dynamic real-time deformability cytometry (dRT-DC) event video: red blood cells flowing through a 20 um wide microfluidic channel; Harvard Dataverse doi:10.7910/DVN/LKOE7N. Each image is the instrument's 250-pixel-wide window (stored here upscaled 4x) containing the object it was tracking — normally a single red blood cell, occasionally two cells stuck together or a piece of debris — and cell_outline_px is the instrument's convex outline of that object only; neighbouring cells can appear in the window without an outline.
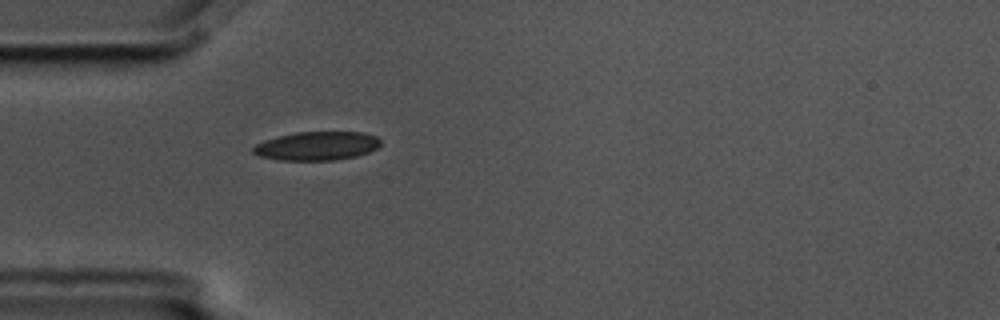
{"species": "common noctule bat (a hibernating species)", "species_latin": "Nyctalus noctula", "temperature_condition": "cold", "stored_images_in_passage": 1, "camera_frame_rate_fps": 3000, "um_per_image_px": 0.085, "animal": {"sex": "male", "body_mass_g": 17.5, "forearm_length_mm": 52.3}, "frame": {"image": 1, "passage_image": 1, "time_ms": 0.0, "image_size_px": [1000, 320], "cell_outline_px": [[380, 144], [376, 148], [368, 152], [356, 156], [336, 160], [280, 160], [260, 156], [252, 152], [252, 148], [256, 144], [264, 140], [296, 132], [364, 132], [376, 136], [380, 140]], "centroid_in_image_um": [26.94, 12.4], "position_along_channel_um": 58.1, "area_um2": 21.21}}